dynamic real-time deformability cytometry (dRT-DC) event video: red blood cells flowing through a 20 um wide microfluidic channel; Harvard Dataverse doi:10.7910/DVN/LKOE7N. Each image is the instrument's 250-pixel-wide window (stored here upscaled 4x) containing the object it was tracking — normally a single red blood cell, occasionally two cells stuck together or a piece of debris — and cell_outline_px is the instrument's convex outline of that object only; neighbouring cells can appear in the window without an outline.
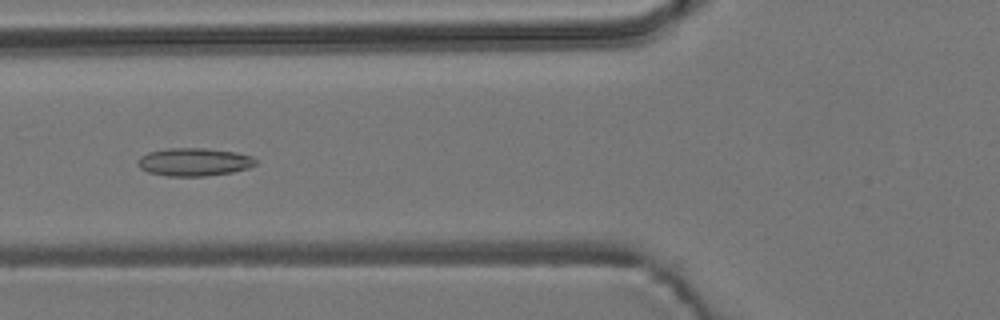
{"species": "common noctule bat (a hibernating species)", "species_latin": "Nyctalus noctula", "temperature_condition": "room temperature", "stored_images_in_passage": 55, "camera_frame_rate_fps": 3000, "um_per_image_px": 0.085, "animal": {"sex": "male", "body_mass_g": 19.2, "forearm_length_mm": 51.8}, "frame": {"image": 1, "passage_image": 21, "time_ms": 6.667, "image_size_px": [1000, 320], "cell_outline_px": [[256, 164], [248, 168], [232, 172], [204, 176], [168, 176], [148, 172], [140, 168], [136, 164], [136, 160], [140, 156], [148, 152], [168, 148], [204, 148], [236, 152], [252, 156], [256, 160]], "centroid_in_image_um": [16.46, 13.76], "position_along_channel_um": 109.3, "area_um2": 19.31}}
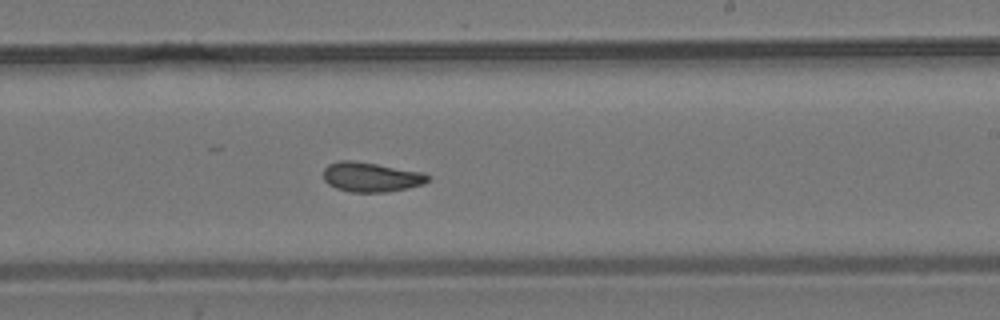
{"frame": {"image": 2, "passage_image": 33, "time_ms": 10.667, "image_size_px": [1000, 320], "cell_outline_px": [[432, 176], [424, 184], [408, 188], [384, 192], [352, 192], [336, 188], [328, 184], [324, 180], [324, 168], [328, 164], [340, 160], [352, 160], [424, 172]], "centroid_in_image_um": [31.56, 15.04], "position_along_channel_um": 257.4, "area_um2": 18.09}}
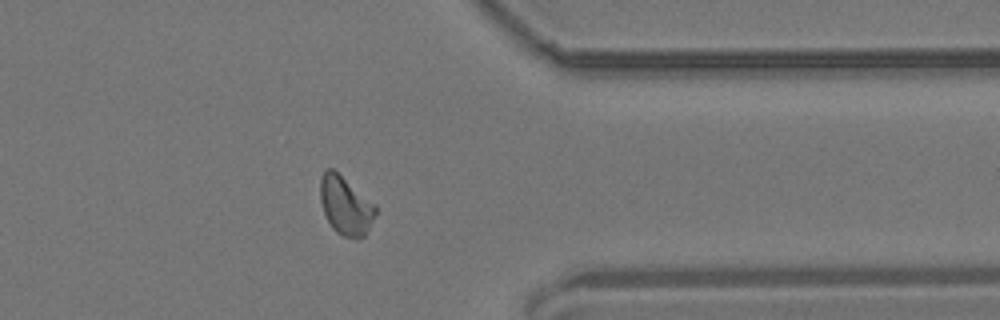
{"frame": {"image": 3, "passage_image": 44, "time_ms": 14.333, "image_size_px": [1000, 320], "cell_outline_px": [[376, 212], [364, 236], [344, 236], [336, 232], [332, 228], [324, 212], [320, 200], [320, 180], [324, 168], [332, 168], [376, 204]], "centroid_in_image_um": [29.34, 17.42], "position_along_channel_um": 382.1, "area_um2": 18.5}, "authors_computed_cell_mechanics": {"area_um2": 18.3226, "velocity_mm_per_s": 3.7043, "shape_relaxation_time_tau1_ms": null, "shape_relaxation_time_tau2_ms": 1.7484, "deformation_change_tau1": null, "deformation_change_tau2": 0.0722}}